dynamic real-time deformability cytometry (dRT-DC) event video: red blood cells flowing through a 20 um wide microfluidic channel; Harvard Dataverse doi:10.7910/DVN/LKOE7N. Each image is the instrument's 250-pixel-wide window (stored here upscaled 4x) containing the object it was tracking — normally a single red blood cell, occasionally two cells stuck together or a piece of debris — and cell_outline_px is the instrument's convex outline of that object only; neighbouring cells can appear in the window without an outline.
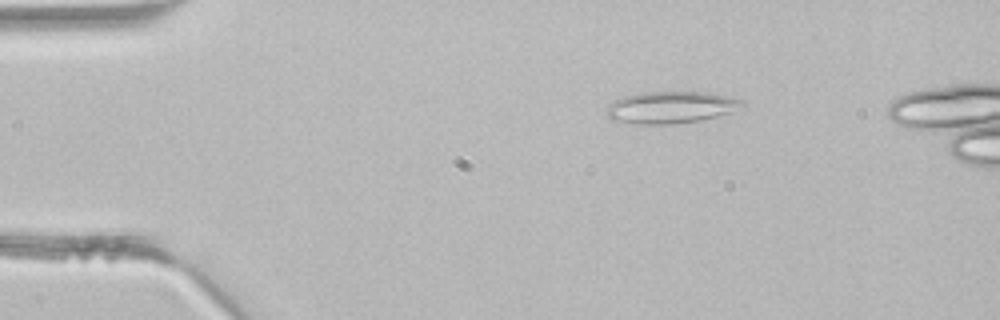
{"species": "common noctule bat (a hibernating species)", "species_latin": "Nyctalus noctula", "temperature_condition": "room temperature", "stored_images_in_passage": 3, "camera_frame_rate_fps": 3000, "um_per_image_px": 0.085, "animal": {"sex": "male", "body_mass_g": 21.5, "forearm_length_mm": 52.0}, "frame": {"image": 1, "passage_image": 2, "time_ms": 0.333, "image_size_px": [1000, 320], "cell_outline_px": [[748, 104], [732, 112], [700, 120], [676, 124], [628, 124], [608, 120], [608, 104], [624, 96], [640, 92], [708, 92], [744, 100]], "centroid_in_image_um": [57.02, 9.13], "position_along_channel_um": 28.0, "area_um2": 25.55}}